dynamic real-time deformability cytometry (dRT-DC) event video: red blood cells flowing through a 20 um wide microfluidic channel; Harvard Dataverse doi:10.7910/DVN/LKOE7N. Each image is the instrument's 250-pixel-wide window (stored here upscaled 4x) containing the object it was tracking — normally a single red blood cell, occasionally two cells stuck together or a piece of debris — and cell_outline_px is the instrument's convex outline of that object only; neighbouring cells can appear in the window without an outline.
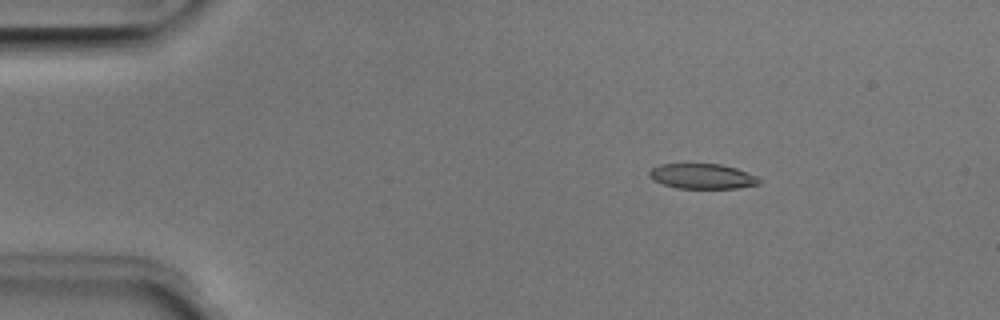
{"species": "Egyptian fruit bat (a non-hibernating species)", "species_latin": "Rousettus aegyptiacus", "temperature_condition": "room temperature", "stored_images_in_passage": 4, "camera_frame_rate_fps": 3000, "um_per_image_px": 0.085, "animal": {"sex": "male"}, "frame": {"image": 1, "passage_image": 3, "time_ms": 0.667, "image_size_px": [1000, 320], "cell_outline_px": [[760, 184], [736, 188], [676, 188], [652, 180], [648, 176], [648, 172], [652, 168], [660, 164], [720, 164], [736, 168], [756, 176], [760, 180]], "centroid_in_image_um": [59.66, 14.98], "position_along_channel_um": 25.3, "area_um2": 16.01}}